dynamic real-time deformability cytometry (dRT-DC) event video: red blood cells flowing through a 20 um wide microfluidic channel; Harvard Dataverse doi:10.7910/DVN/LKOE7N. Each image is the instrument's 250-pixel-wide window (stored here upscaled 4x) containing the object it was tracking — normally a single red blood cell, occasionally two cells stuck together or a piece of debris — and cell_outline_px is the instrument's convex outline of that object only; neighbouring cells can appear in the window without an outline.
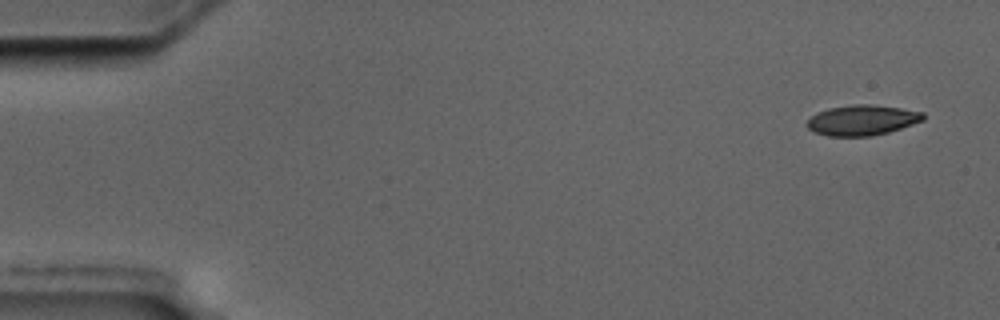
{"species": "common noctule bat (a hibernating species)", "species_latin": "Nyctalus noctula", "temperature_condition": "cold", "stored_images_in_passage": 5, "camera_frame_rate_fps": 3000, "um_per_image_px": 0.085, "animal": {"sex": "male", "body_mass_g": 17.5, "forearm_length_mm": 52.3}, "frame": {"image": 1, "passage_image": 1, "time_ms": 0.0, "image_size_px": [1000, 320], "cell_outline_px": [[924, 120], [888, 132], [872, 136], [828, 136], [816, 132], [808, 128], [804, 124], [816, 112], [828, 108], [852, 104], [872, 104], [900, 108], [924, 112]], "centroid_in_image_um": [73.26, 10.2], "position_along_channel_um": 11.7, "area_um2": 20.58}}
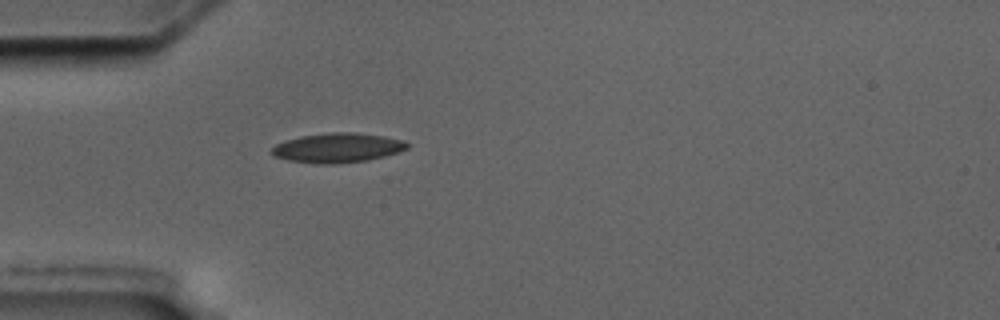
{"frame": {"image": 2, "passage_image": 5, "time_ms": 4.667, "image_size_px": [1000, 320], "cell_outline_px": [[408, 148], [384, 156], [368, 160], [336, 164], [316, 164], [288, 160], [272, 156], [268, 152], [276, 144], [284, 140], [300, 136], [332, 132], [356, 132], [384, 136], [404, 140], [408, 144]], "centroid_in_image_um": [28.64, 12.56], "position_along_channel_um": 56.4, "area_um2": 23.52}}